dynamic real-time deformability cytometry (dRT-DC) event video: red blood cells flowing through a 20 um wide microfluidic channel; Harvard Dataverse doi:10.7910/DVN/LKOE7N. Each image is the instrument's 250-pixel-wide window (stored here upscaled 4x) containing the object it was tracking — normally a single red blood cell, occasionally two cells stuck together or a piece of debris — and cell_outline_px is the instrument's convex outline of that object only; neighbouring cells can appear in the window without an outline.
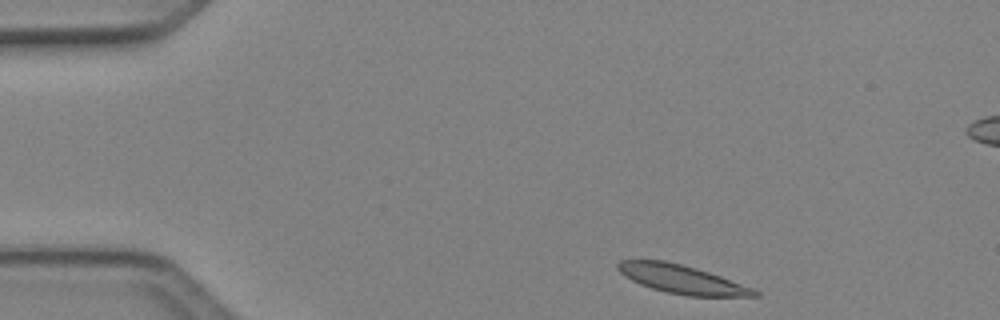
{"species": "Egyptian fruit bat (a non-hibernating species)", "species_latin": "Rousettus aegyptiacus", "temperature_condition": "cold", "stored_images_in_passage": 4, "camera_frame_rate_fps": 3000, "um_per_image_px": 0.085, "animal": {"sex": "female"}, "frame": {"image": 1, "passage_image": 1, "time_ms": 0.0, "image_size_px": [1000, 320], "cell_outline_px": [[760, 296], [688, 296], [668, 292], [652, 288], [640, 284], [624, 276], [616, 268], [616, 264], [620, 260], [664, 260], [696, 268], [756, 288], [760, 292]], "centroid_in_image_um": [57.98, 23.73], "position_along_channel_um": 27.0, "area_um2": 22.72}}